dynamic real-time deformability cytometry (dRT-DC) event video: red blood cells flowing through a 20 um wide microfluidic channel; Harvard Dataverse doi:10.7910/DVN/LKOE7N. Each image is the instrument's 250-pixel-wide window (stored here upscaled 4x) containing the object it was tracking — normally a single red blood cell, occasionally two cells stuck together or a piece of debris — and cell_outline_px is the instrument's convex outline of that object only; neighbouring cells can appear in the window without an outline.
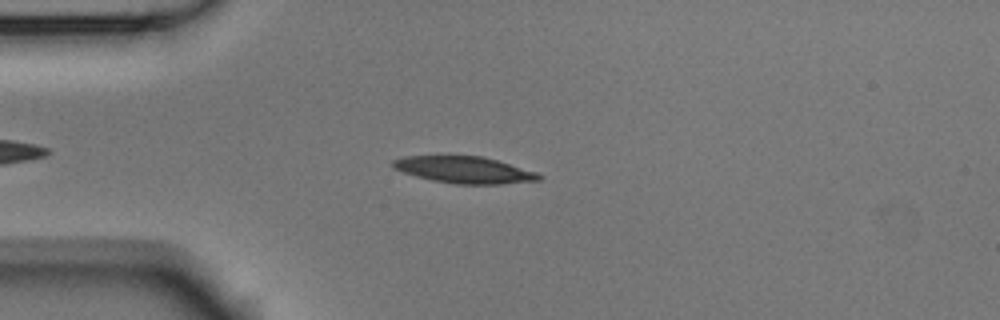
{"species": "Egyptian fruit bat (a non-hibernating species)", "species_latin": "Rousettus aegyptiacus", "temperature_condition": "room temperature", "stored_images_in_passage": 6, "camera_frame_rate_fps": 3000, "um_per_image_px": 0.085, "animal": {"sex": "male"}, "frame": {"image": 1, "passage_image": 3, "time_ms": 0.667, "image_size_px": [1000, 320], "cell_outline_px": [[544, 176], [540, 180], [500, 184], [456, 184], [432, 180], [416, 176], [392, 168], [392, 160], [404, 156], [480, 156], [496, 160], [536, 172]], "centroid_in_image_um": [39.45, 14.44], "position_along_channel_um": 45.6, "area_um2": 22.54}}
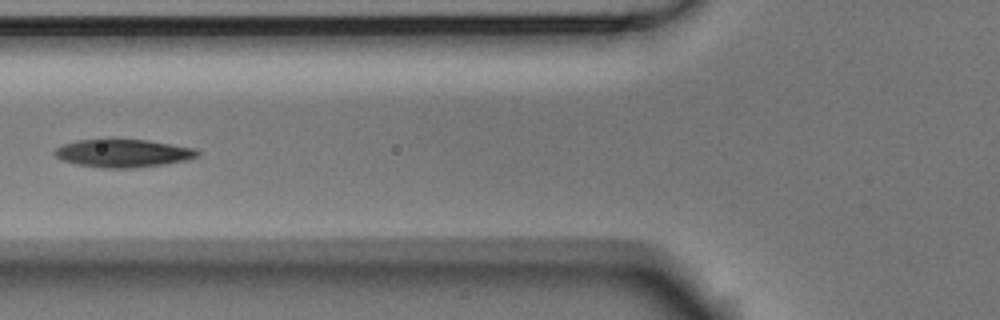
{"frame": {"image": 2, "passage_image": 5, "time_ms": 1.333, "image_size_px": [1000, 320], "cell_outline_px": [[200, 152], [196, 156], [184, 160], [164, 164], [132, 168], [100, 168], [76, 164], [64, 160], [56, 156], [56, 148], [64, 144], [80, 140], [148, 140], [196, 148]], "centroid_in_image_um": [10.49, 13.03], "position_along_channel_um": 115.3, "area_um2": 22.83}}
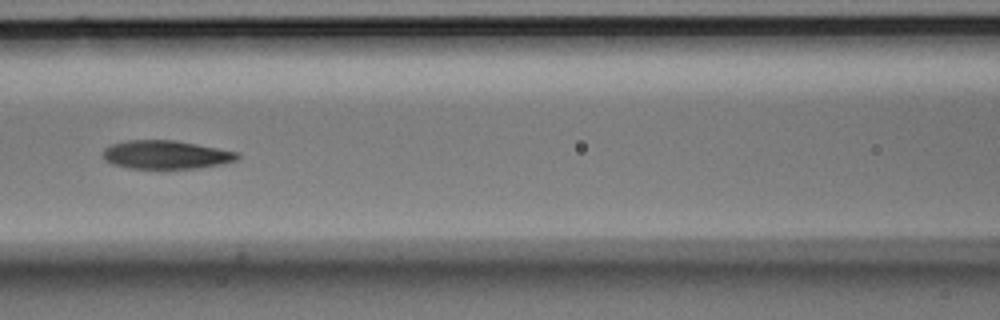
{"frame": {"image": 3, "passage_image": 6, "time_ms": 1.667, "image_size_px": [1000, 320], "cell_outline_px": [[240, 156], [236, 160], [220, 164], [196, 168], [128, 168], [112, 164], [104, 160], [104, 148], [112, 144], [128, 140], [176, 140], [240, 152]], "centroid_in_image_um": [14.12, 13.14], "position_along_channel_um": 152.5, "area_um2": 22.25}}